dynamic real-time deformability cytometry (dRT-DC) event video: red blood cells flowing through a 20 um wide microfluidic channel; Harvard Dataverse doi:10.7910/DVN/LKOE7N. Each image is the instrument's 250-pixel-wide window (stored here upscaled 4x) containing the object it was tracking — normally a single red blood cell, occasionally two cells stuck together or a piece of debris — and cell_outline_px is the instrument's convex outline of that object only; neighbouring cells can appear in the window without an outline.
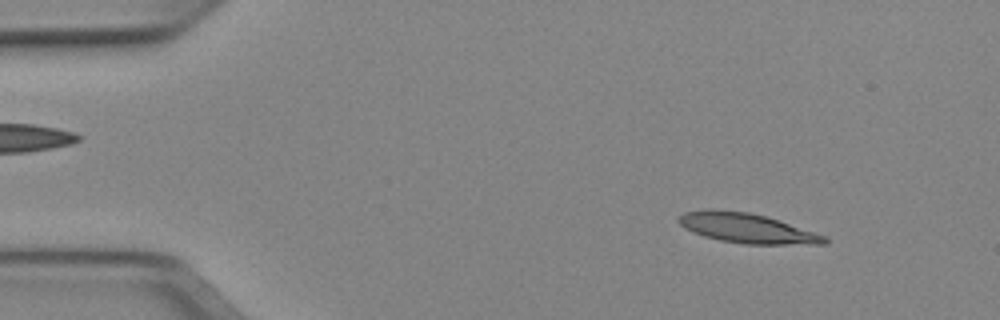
{"species": "Egyptian fruit bat (a non-hibernating species)", "species_latin": "Rousettus aegyptiacus", "temperature_condition": "cold", "stored_images_in_passage": 50, "camera_frame_rate_fps": 3000, "um_per_image_px": 0.085, "animal": {"sex": "female"}, "frame": {"image": 1, "passage_image": 5, "time_ms": 1.333, "image_size_px": [1000, 320], "cell_outline_px": [[828, 244], [744, 244], [720, 240], [704, 236], [692, 232], [684, 228], [676, 220], [684, 212], [712, 208], [748, 212], [764, 216], [828, 236]], "centroid_in_image_um": [63.47, 19.39], "position_along_channel_um": 21.5, "area_um2": 25.26}}
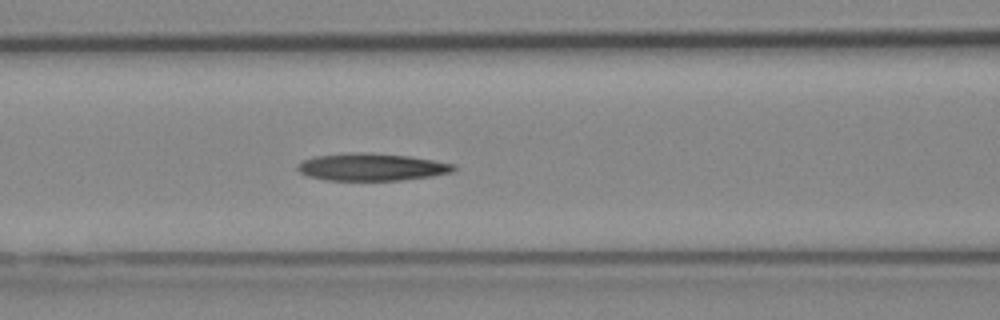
{"frame": {"image": 2, "passage_image": 20, "time_ms": 6.333, "image_size_px": [1000, 320], "cell_outline_px": [[456, 168], [452, 172], [432, 176], [400, 180], [328, 180], [308, 176], [300, 172], [296, 168], [296, 164], [304, 160], [316, 156], [352, 152], [364, 152], [408, 156], [456, 164]], "centroid_in_image_um": [31.58, 14.19], "position_along_channel_um": 135.0, "area_um2": 24.8}}
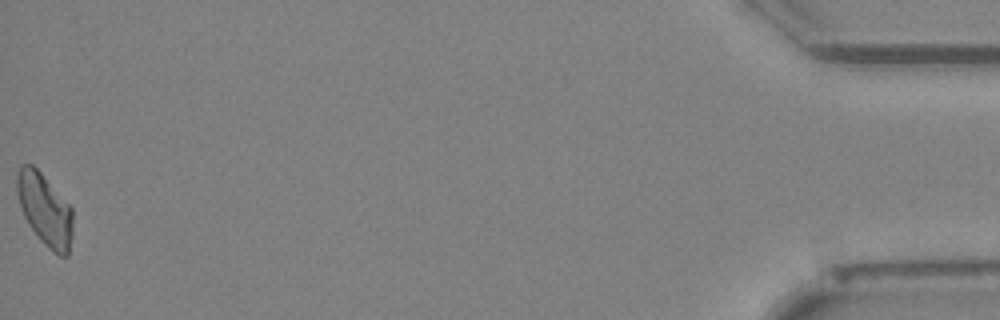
{"frame": {"image": 3, "passage_image": 50, "time_ms": 16.333, "image_size_px": [1000, 320], "cell_outline_px": [[72, 236], [68, 256], [60, 256], [44, 244], [40, 240], [28, 224], [24, 216], [16, 192], [16, 172], [20, 164], [32, 164], [40, 172], [72, 208]], "centroid_in_image_um": [3.79, 17.8], "position_along_channel_um": 431.4, "area_um2": 23.35}}